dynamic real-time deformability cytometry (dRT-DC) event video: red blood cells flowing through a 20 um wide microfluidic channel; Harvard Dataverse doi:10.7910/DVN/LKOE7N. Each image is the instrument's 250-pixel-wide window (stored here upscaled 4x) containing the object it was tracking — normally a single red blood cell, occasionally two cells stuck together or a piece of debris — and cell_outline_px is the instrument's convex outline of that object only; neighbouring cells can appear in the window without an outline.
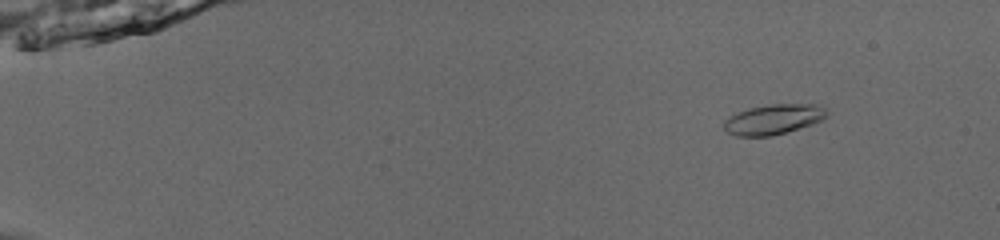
{"species": "common noctule bat (a hibernating species)", "species_latin": "Nyctalus noctula", "temperature_condition": "room temperature", "stored_images_in_passage": 55, "camera_frame_rate_fps": 3000, "um_per_image_px": 0.085, "animal": {"sex": "male", "body_mass_g": 13.0, "forearm_length_mm": 53.1}, "frame": {"image": 1, "passage_image": 8, "time_ms": 2.333, "image_size_px": [1000, 240], "cell_outline_px": [[828, 116], [812, 124], [772, 136], [736, 136], [728, 132], [724, 128], [724, 120], [736, 112], [748, 108], [768, 104], [816, 104], [824, 108], [828, 112]], "centroid_in_image_um": [65.73, 10.13], "position_along_channel_um": 19.3, "area_um2": 18.03}}
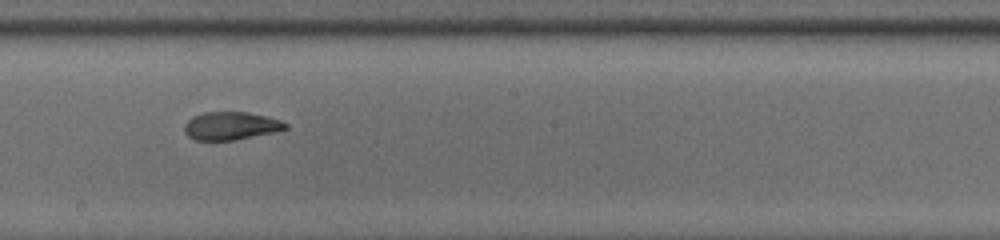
{"frame": {"image": 2, "passage_image": 34, "time_ms": 11.0, "image_size_px": [1000, 240], "cell_outline_px": [[288, 128], [276, 132], [236, 140], [196, 140], [188, 136], [184, 132], [184, 124], [192, 116], [204, 112], [244, 112], [264, 116], [280, 120], [288, 124]], "centroid_in_image_um": [19.61, 10.7], "position_along_channel_um": 228.6, "area_um2": 16.53}}
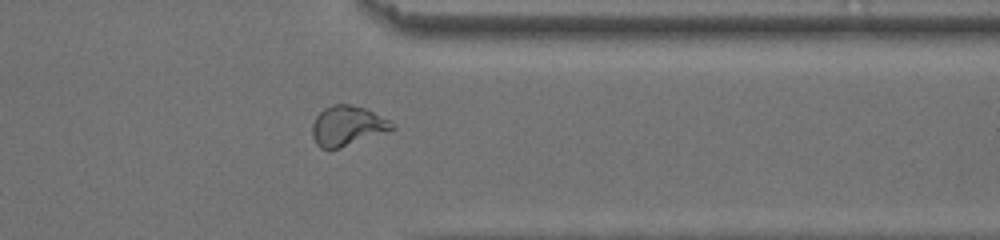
{"frame": {"image": 3, "passage_image": 46, "time_ms": 15.0, "image_size_px": [1000, 240], "cell_outline_px": [[396, 128], [388, 132], [328, 152], [320, 148], [316, 144], [312, 136], [312, 124], [316, 116], [324, 108], [332, 104], [348, 104], [364, 108], [392, 120], [396, 124]], "centroid_in_image_um": [29.54, 10.73], "position_along_channel_um": 381.9, "area_um2": 19.07}, "authors_computed_cell_mechanics": {"area_um2": 17.6868, "velocity_mm_per_s": 3.8621, "shape_relaxation_time_tau1_ms": 5.0432, "shape_relaxation_time_tau2_ms": 1.544, "deformation_change_tau1": 0.1922, "deformation_change_tau2": 0.0793}}